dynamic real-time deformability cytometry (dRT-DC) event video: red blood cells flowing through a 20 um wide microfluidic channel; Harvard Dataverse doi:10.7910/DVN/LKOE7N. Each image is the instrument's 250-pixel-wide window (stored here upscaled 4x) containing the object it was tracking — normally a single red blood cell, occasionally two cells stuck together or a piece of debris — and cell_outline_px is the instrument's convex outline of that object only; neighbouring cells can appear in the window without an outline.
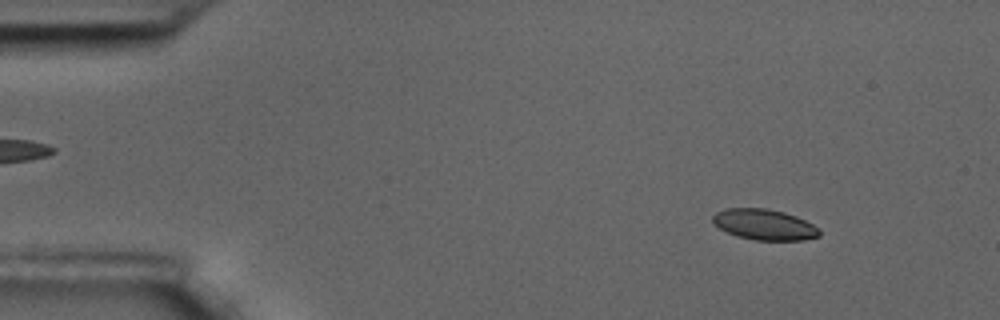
{"species": "common noctule bat (a hibernating species)", "species_latin": "Nyctalus noctula", "temperature_condition": "room temperature", "stored_images_in_passage": 59, "camera_frame_rate_fps": 3000, "um_per_image_px": 0.085, "animal": {"sex": "male", "body_mass_g": 17.5, "forearm_length_mm": 52.3}, "frame": {"image": 1, "passage_image": 7, "time_ms": 2.0, "image_size_px": [1000, 320], "cell_outline_px": [[820, 236], [804, 240], [752, 240], [736, 236], [712, 224], [712, 216], [716, 212], [724, 208], [768, 208], [784, 212], [796, 216], [820, 228]], "centroid_in_image_um": [64.95, 19.08], "position_along_channel_um": 20.0, "area_um2": 19.31}}
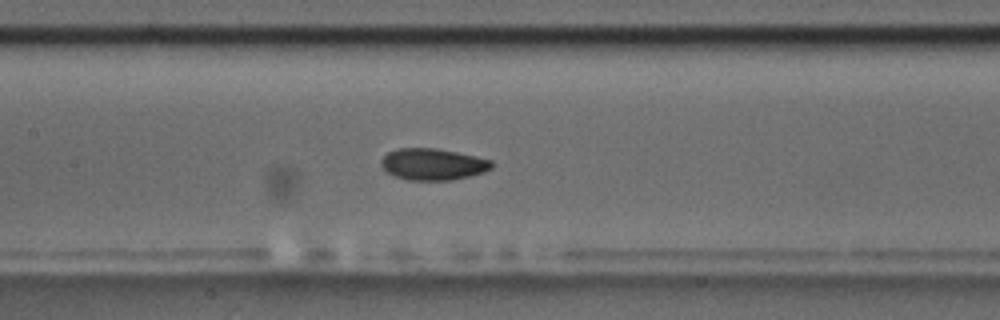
{"frame": {"image": 2, "passage_image": 28, "time_ms": 9.0, "image_size_px": [1000, 320], "cell_outline_px": [[492, 168], [484, 172], [452, 180], [408, 180], [384, 172], [380, 164], [380, 160], [388, 152], [400, 148], [436, 148], [476, 156], [492, 160]], "centroid_in_image_um": [36.77, 13.96], "position_along_channel_um": 170.6, "area_um2": 20.4}}
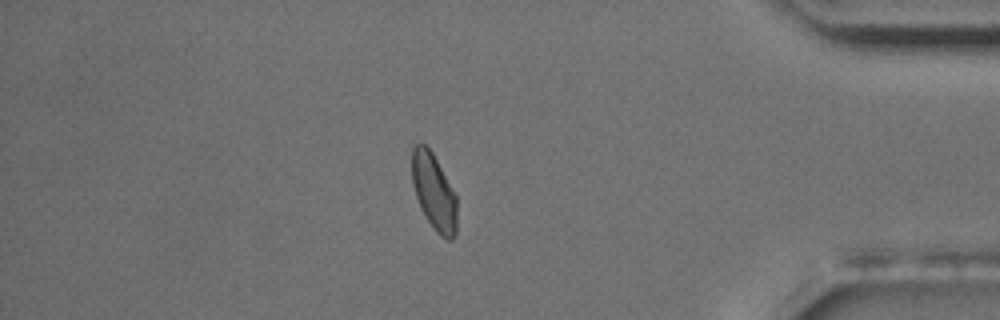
{"frame": {"image": 3, "passage_image": 51, "time_ms": 16.667, "image_size_px": [1000, 320], "cell_outline_px": [[456, 236], [452, 240], [448, 240], [440, 236], [436, 232], [428, 220], [416, 196], [412, 184], [412, 148], [416, 144], [424, 144], [432, 152], [456, 196]], "centroid_in_image_um": [36.88, 16.33], "position_along_channel_um": 398.3, "area_um2": 19.65}, "authors_computed_cell_mechanics": {"area_um2": 20.0566, "velocity_mm_per_s": 3.4185, "shape_relaxation_time_tau1_ms": 4.7061, "shape_relaxation_time_tau2_ms": 2.8347, "deformation_change_tau1": 0.0977, "deformation_change_tau2": 0.0617}}